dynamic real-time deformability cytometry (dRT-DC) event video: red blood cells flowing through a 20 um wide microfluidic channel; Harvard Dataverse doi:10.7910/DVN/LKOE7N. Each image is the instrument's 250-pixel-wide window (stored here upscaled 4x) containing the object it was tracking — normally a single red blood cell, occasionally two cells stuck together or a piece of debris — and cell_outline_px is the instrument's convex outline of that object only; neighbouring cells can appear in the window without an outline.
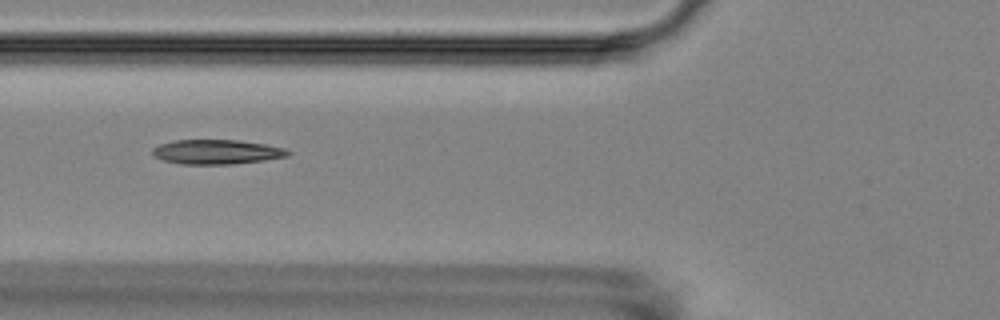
{"species": "Egyptian fruit bat (a non-hibernating species)", "species_latin": "Rousettus aegyptiacus", "temperature_condition": "room temperature", "stored_images_in_passage": 6, "camera_frame_rate_fps": 3000, "um_per_image_px": 0.085, "animal": {"sex": "female"}, "frame": {"image": 1, "passage_image": 5, "time_ms": 4.667, "image_size_px": [1000, 320], "cell_outline_px": [[292, 152], [288, 156], [264, 160], [232, 164], [180, 164], [164, 160], [156, 156], [152, 152], [152, 148], [160, 144], [176, 140], [240, 140], [264, 144], [284, 148]], "centroid_in_image_um": [18.44, 12.91], "position_along_channel_um": 107.4, "area_um2": 19.25}}
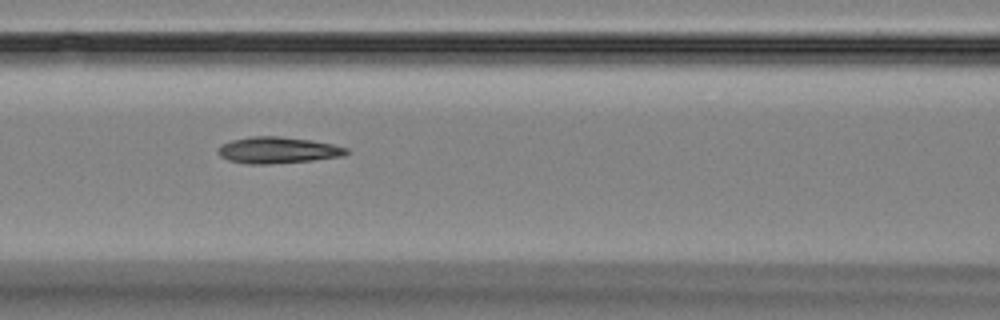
{"frame": {"image": 2, "passage_image": 6, "time_ms": 5.667, "image_size_px": [1000, 320], "cell_outline_px": [[348, 152], [344, 156], [312, 160], [268, 164], [248, 164], [228, 160], [220, 156], [216, 152], [220, 144], [232, 140], [252, 136], [280, 136], [308, 140], [332, 144], [348, 148]], "centroid_in_image_um": [23.57, 12.76], "position_along_channel_um": 143.0, "area_um2": 19.71}}